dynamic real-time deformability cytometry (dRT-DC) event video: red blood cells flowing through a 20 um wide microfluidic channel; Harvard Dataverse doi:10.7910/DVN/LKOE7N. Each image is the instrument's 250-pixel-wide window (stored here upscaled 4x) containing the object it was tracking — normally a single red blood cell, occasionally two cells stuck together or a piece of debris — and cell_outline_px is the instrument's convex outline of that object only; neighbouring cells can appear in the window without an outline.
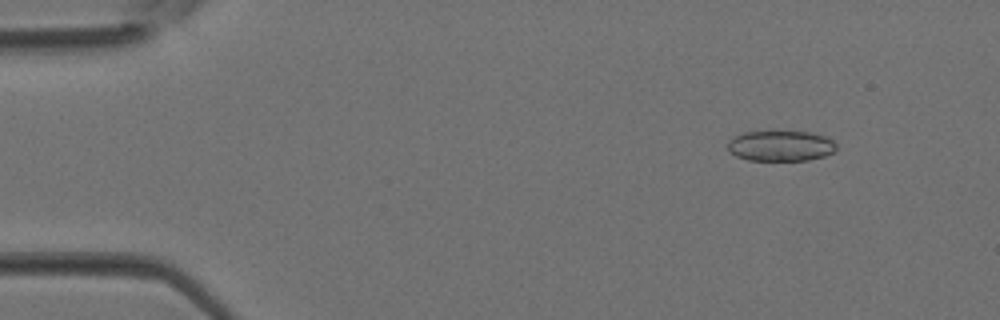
{"species": "Egyptian fruit bat (a non-hibernating species)", "species_latin": "Rousettus aegyptiacus", "temperature_condition": "room temperature", "stored_images_in_passage": 4, "camera_frame_rate_fps": 3000, "um_per_image_px": 0.085, "animal": {"sex": "female"}, "frame": {"image": 1, "passage_image": 1, "time_ms": 0.0, "image_size_px": [1000, 320], "cell_outline_px": [[836, 148], [832, 152], [824, 156], [808, 160], [748, 160], [736, 156], [728, 148], [728, 140], [732, 136], [744, 132], [772, 128], [808, 132], [824, 136], [832, 140], [836, 144]], "centroid_in_image_um": [66.31, 12.34], "position_along_channel_um": 18.7, "area_um2": 20.06}}